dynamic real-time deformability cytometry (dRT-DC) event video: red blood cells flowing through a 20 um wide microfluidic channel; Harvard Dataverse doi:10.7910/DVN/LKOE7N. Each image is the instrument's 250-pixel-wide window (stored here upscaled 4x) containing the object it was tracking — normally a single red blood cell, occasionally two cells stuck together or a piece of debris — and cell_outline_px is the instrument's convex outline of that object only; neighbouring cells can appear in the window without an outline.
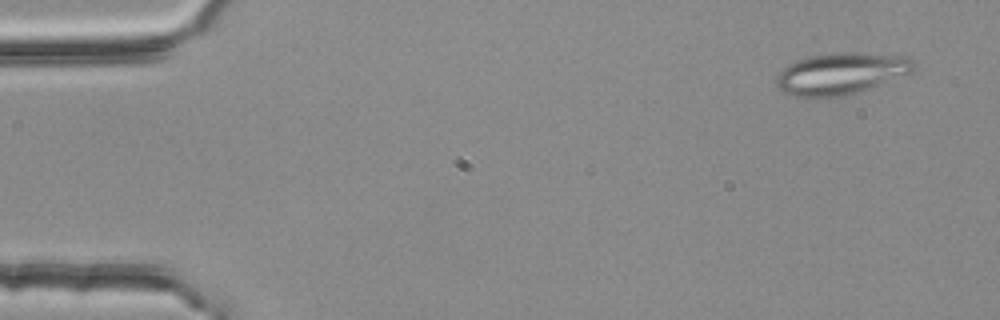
{"species": "common noctule bat (a hibernating species)", "species_latin": "Nyctalus noctula", "temperature_condition": "room temperature", "stored_images_in_passage": 53, "segment_of_instrument_passage": [1, 2], "camera_frame_rate_fps": 3000, "um_per_image_px": 0.085, "animal": {"sex": "female", "body_mass_g": 25.1}, "frame": {"image": 1, "passage_image": 3, "time_ms": 0.667, "image_size_px": [1000, 320], "cell_outline_px": [[916, 64], [912, 72], [868, 88], [856, 92], [840, 96], [792, 96], [784, 92], [776, 84], [776, 76], [788, 64], [796, 60], [808, 56], [840, 52], [856, 52], [908, 56]], "centroid_in_image_um": [71.48, 6.22], "position_along_channel_um": 13.5, "area_um2": 32.95}}